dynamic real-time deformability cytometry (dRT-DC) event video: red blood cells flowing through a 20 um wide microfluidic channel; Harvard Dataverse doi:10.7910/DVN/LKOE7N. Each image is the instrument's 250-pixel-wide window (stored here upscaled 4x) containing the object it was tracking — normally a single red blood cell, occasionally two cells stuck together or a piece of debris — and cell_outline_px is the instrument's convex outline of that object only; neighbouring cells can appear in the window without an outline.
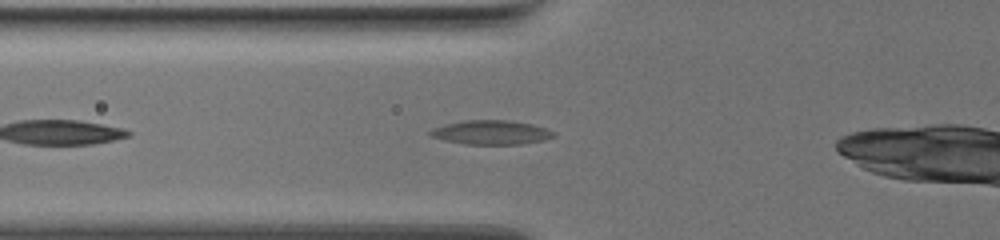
{"species": "common noctule bat (a hibernating species)", "species_latin": "Nyctalus noctula", "temperature_condition": "warm", "stored_images_in_passage": 41, "camera_frame_rate_fps": 3000, "um_per_image_px": 0.085, "animal": {"sex": "female", "body_mass_g": 19.5, "forearm_length_mm": 54.1}, "frame": {"image": 1, "passage_image": 8, "time_ms": 2.333, "image_size_px": [1000, 240], "cell_outline_px": [[556, 136], [544, 140], [524, 144], [464, 144], [444, 140], [428, 136], [428, 132], [432, 128], [464, 120], [508, 120], [532, 124], [544, 128], [552, 132]], "centroid_in_image_um": [41.71, 11.26], "position_along_channel_um": 84.1, "area_um2": 17.34}}
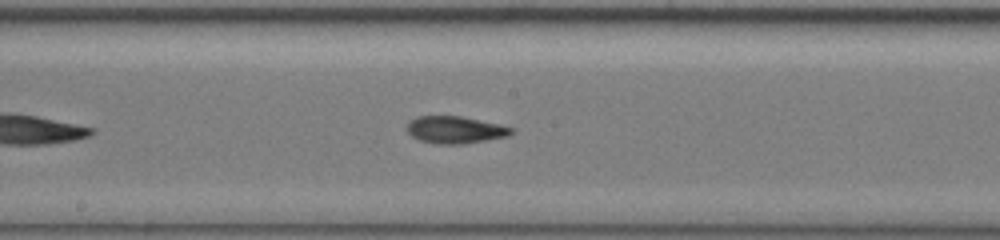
{"frame": {"image": 2, "passage_image": 19, "time_ms": 6.0, "image_size_px": [1000, 240], "cell_outline_px": [[512, 132], [508, 136], [464, 144], [436, 144], [420, 140], [412, 136], [404, 128], [408, 120], [416, 116], [460, 116], [500, 124], [512, 128]], "centroid_in_image_um": [38.62, 11.03], "position_along_channel_um": 209.6, "area_um2": 16.65}}
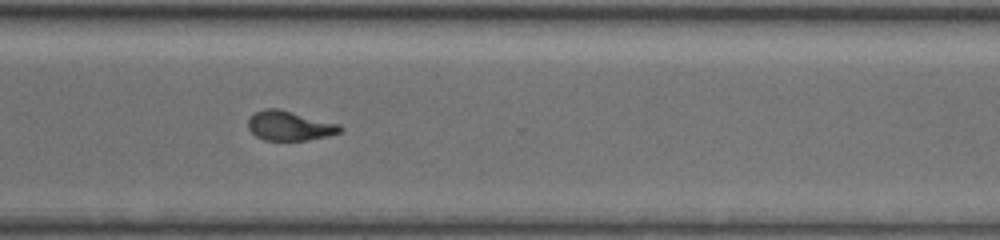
{"frame": {"image": 3, "passage_image": 31, "time_ms": 10.0, "image_size_px": [1000, 240], "cell_outline_px": [[344, 128], [340, 132], [328, 136], [308, 140], [264, 140], [256, 136], [248, 128], [248, 120], [256, 112], [264, 108], [280, 108], [340, 124]], "centroid_in_image_um": [24.64, 10.68], "position_along_channel_um": 346.0, "area_um2": 15.95}, "authors_computed_cell_mechanics": {"area_um2": 16.6464, "velocity_mm_per_s": 3.4147, "shape_relaxation_time_tau1_ms": 10.1268, "shape_relaxation_time_tau2_ms": 3.0833, "deformation_change_tau1": 0.2551, "deformation_change_tau2": 0.0925}}